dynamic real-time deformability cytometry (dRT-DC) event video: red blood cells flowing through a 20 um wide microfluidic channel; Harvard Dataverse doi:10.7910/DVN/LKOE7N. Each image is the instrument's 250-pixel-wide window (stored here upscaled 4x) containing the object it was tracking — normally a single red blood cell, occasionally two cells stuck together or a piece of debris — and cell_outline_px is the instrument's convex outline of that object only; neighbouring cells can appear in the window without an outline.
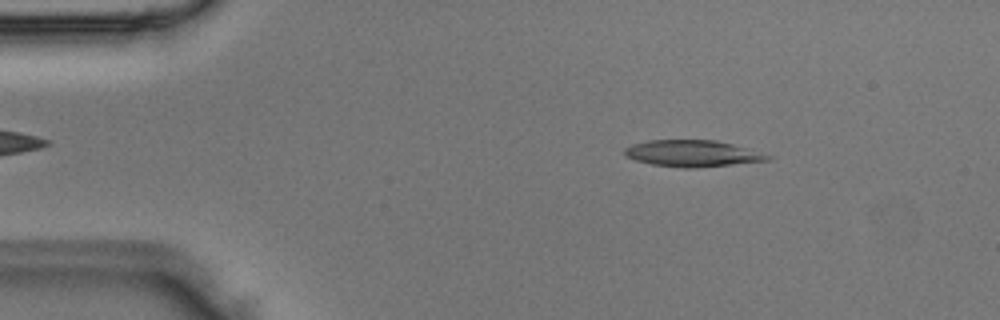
{"species": "Egyptian fruit bat (a non-hibernating species)", "species_latin": "Rousettus aegyptiacus", "temperature_condition": "room temperature", "stored_images_in_passage": 46, "camera_frame_rate_fps": 3000, "um_per_image_px": 0.085, "animal": {"sex": "male"}, "frame": {"image": 1, "passage_image": 6, "time_ms": 1.667, "image_size_px": [1000, 320], "cell_outline_px": [[772, 156], [768, 160], [696, 168], [684, 168], [652, 164], [636, 160], [624, 156], [624, 148], [632, 144], [648, 140], [716, 140], [748, 148]], "centroid_in_image_um": [58.82, 13.04], "position_along_channel_um": 26.2, "area_um2": 21.96}}
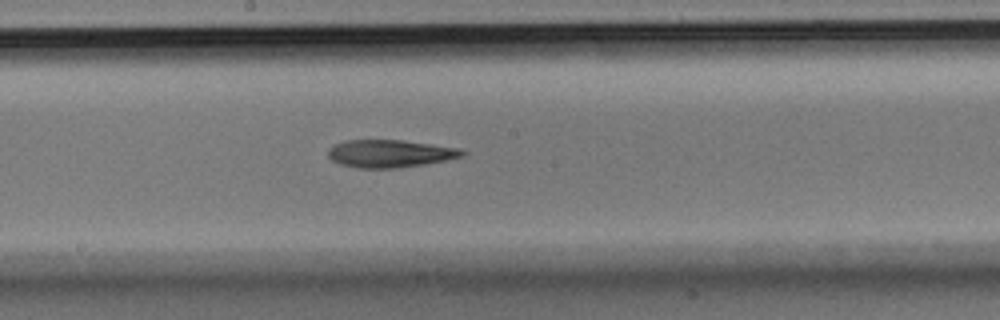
{"frame": {"image": 2, "passage_image": 24, "time_ms": 7.667, "image_size_px": [1000, 320], "cell_outline_px": [[468, 152], [464, 156], [424, 164], [400, 168], [356, 168], [340, 164], [332, 160], [328, 156], [328, 148], [336, 144], [348, 140], [404, 140], [460, 148]], "centroid_in_image_um": [33.16, 13.05], "position_along_channel_um": 215.0, "area_um2": 21.68}}
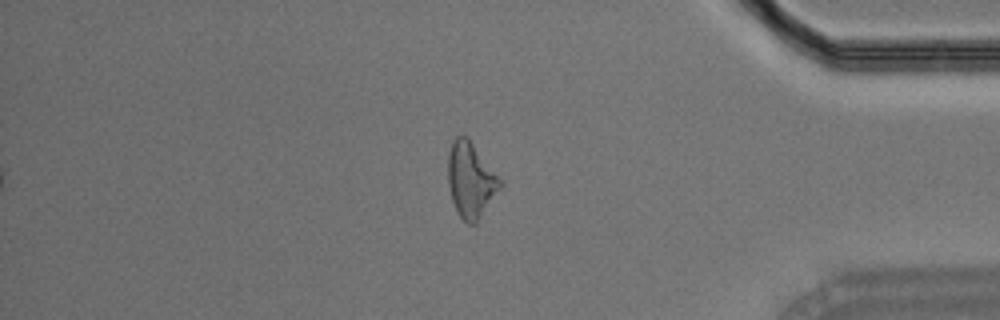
{"frame": {"image": 3, "passage_image": 39, "time_ms": 12.667, "image_size_px": [1000, 320], "cell_outline_px": [[500, 188], [476, 224], [468, 224], [456, 212], [452, 200], [448, 184], [448, 156], [452, 140], [456, 136], [464, 136], [472, 144], [500, 180]], "centroid_in_image_um": [39.96, 15.35], "position_along_channel_um": 395.2, "area_um2": 22.08}}